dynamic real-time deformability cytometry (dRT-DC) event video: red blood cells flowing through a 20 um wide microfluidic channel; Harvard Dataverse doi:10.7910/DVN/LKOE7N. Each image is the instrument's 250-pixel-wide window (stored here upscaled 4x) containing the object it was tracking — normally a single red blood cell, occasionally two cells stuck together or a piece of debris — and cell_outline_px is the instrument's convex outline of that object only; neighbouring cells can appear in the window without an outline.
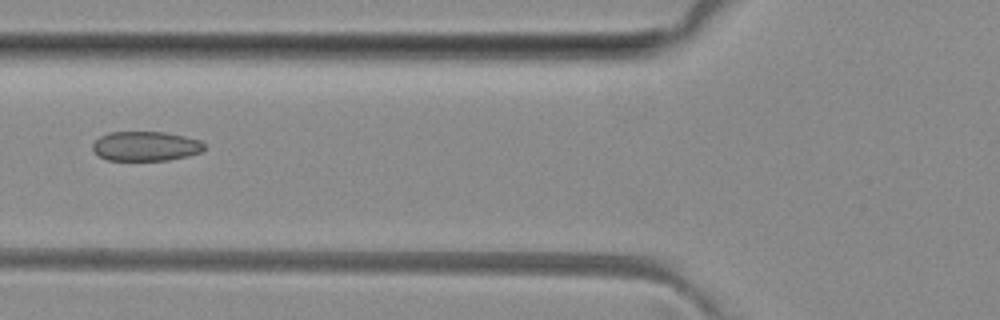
{"species": "common noctule bat (a hibernating species)", "species_latin": "Nyctalus noctula", "temperature_condition": "room temperature", "stored_images_in_passage": 3, "camera_frame_rate_fps": 3000, "um_per_image_px": 0.085, "animal": {"sex": "female", "body_mass_g": 29.2, "forearm_length_mm": 56.3}, "frame": {"image": 1, "passage_image": 3, "time_ms": 3.333, "image_size_px": [1000, 320], "cell_outline_px": [[204, 148], [200, 152], [188, 156], [168, 160], [108, 160], [100, 156], [92, 148], [92, 144], [100, 136], [108, 132], [164, 132], [184, 136], [200, 140], [204, 144]], "centroid_in_image_um": [12.38, 12.42], "position_along_channel_um": 113.4, "area_um2": 19.13}}